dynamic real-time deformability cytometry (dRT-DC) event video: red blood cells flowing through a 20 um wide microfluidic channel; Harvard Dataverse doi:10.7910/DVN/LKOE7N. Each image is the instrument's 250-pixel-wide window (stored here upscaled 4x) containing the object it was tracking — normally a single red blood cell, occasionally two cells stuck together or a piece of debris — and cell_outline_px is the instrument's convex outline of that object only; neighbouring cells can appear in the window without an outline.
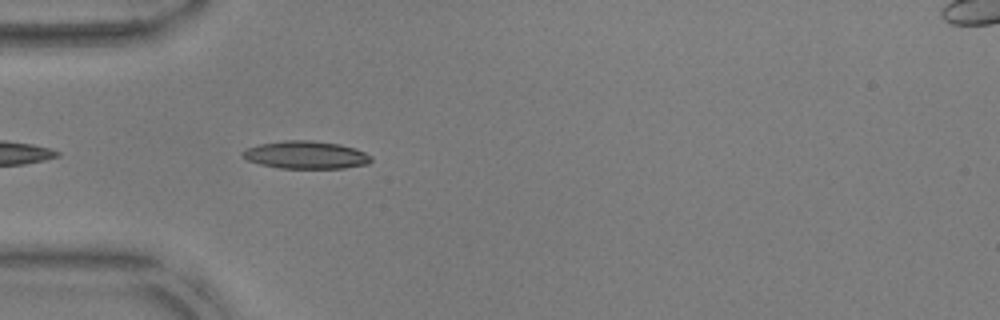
{"species": "common noctule bat (a hibernating species)", "species_latin": "Nyctalus noctula", "temperature_condition": "warm", "stored_images_in_passage": 38, "camera_frame_rate_fps": 3000, "um_per_image_px": 0.085, "animal": {"sex": "male", "body_mass_g": 17.9, "forearm_length_mm": 54.2}, "frame": {"image": 1, "passage_image": 3, "time_ms": 0.667, "image_size_px": [1000, 320], "cell_outline_px": [[372, 160], [368, 164], [344, 168], [280, 168], [260, 164], [248, 160], [240, 156], [240, 152], [248, 148], [260, 144], [284, 140], [312, 140], [340, 144], [356, 148], [372, 156]], "centroid_in_image_um": [26.01, 13.16], "position_along_channel_um": 59.0, "area_um2": 20.87}}
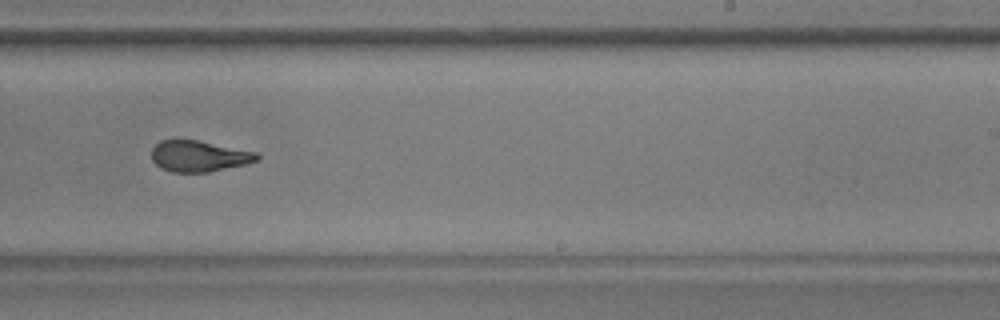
{"frame": {"image": 2, "passage_image": 20, "time_ms": 6.333, "image_size_px": [1000, 320], "cell_outline_px": [[260, 160], [248, 164], [208, 172], [172, 172], [156, 164], [152, 160], [152, 148], [160, 140], [196, 140], [256, 152], [260, 156]], "centroid_in_image_um": [16.94, 13.28], "position_along_channel_um": 272.1, "area_um2": 18.96}}
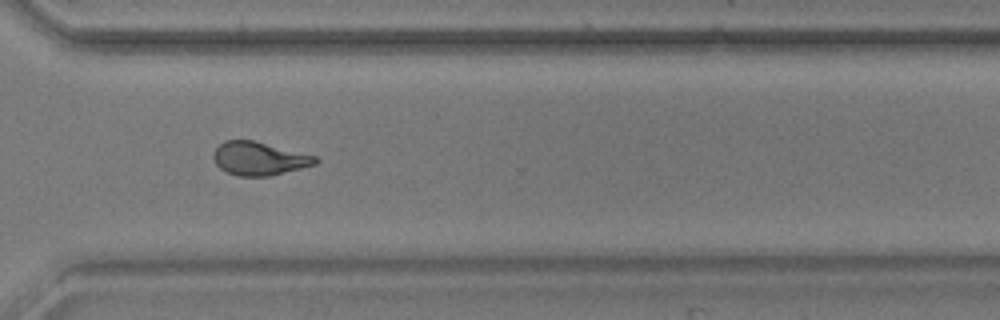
{"frame": {"image": 3, "passage_image": 26, "time_ms": 8.333, "image_size_px": [1000, 320], "cell_outline_px": [[320, 160], [316, 164], [268, 176], [236, 176], [220, 168], [216, 164], [212, 156], [216, 148], [224, 140], [256, 140], [316, 156]], "centroid_in_image_um": [22.02, 13.46], "position_along_channel_um": 348.6, "area_um2": 19.83}, "authors_computed_cell_mechanics": {"area_um2": 19.5075, "velocity_mm_per_s": 3.8223, "shape_relaxation_time_tau1_ms": 5.3176, "shape_relaxation_time_tau2_ms": 1.6028, "deformation_change_tau1": 0.2018, "deformation_change_tau2": 0.0993}}